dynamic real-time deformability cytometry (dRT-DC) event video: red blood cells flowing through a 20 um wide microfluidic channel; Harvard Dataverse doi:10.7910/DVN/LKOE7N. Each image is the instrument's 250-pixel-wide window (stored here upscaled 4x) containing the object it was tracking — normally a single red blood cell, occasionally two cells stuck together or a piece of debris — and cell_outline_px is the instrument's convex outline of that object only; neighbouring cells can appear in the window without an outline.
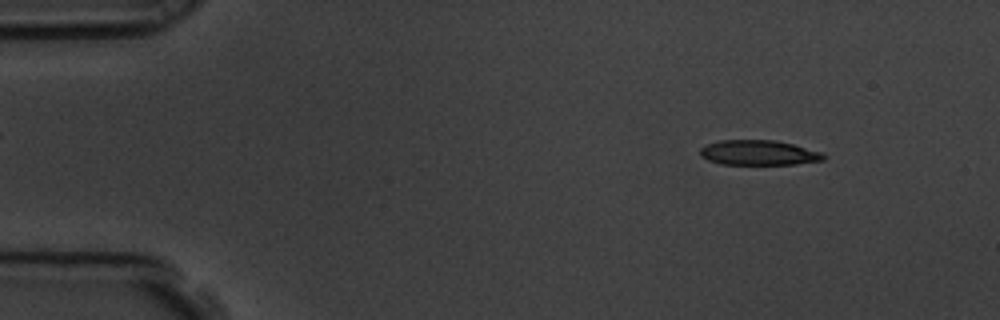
{"species": "common noctule bat (a hibernating species)", "species_latin": "Nyctalus noctula", "temperature_condition": "room temperature", "stored_images_in_passage": 4, "camera_frame_rate_fps": 3000, "um_per_image_px": 0.085, "animal": {"sex": "male", "body_mass_g": 19.5, "forearm_length_mm": 54.6}, "frame": {"image": 1, "passage_image": 1, "time_ms": 0.0, "image_size_px": [1000, 320], "cell_outline_px": [[828, 156], [824, 160], [796, 164], [720, 164], [708, 160], [700, 156], [700, 148], [704, 144], [720, 140], [776, 140], [824, 152]], "centroid_in_image_um": [64.5, 12.98], "position_along_channel_um": 20.5, "area_um2": 18.21}}
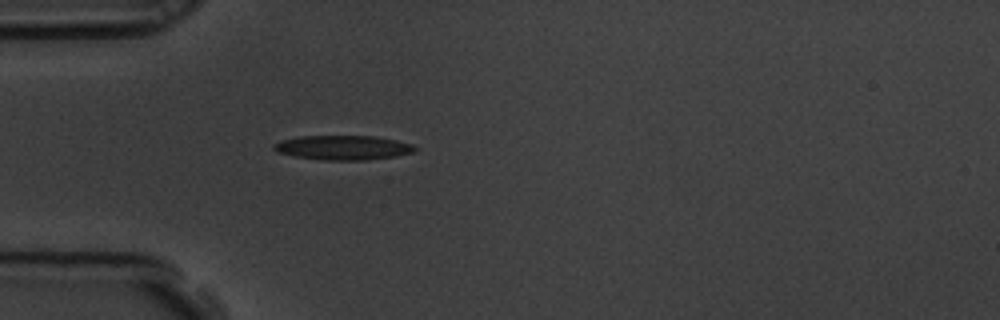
{"frame": {"image": 2, "passage_image": 4, "time_ms": 1.0, "image_size_px": [1000, 320], "cell_outline_px": [[420, 148], [412, 152], [396, 156], [368, 160], [324, 160], [296, 156], [280, 152], [272, 148], [272, 144], [280, 140], [300, 136], [376, 136], [396, 140], [412, 144]], "centroid_in_image_um": [29.19, 12.54], "position_along_channel_um": 55.8, "area_um2": 20.11}}